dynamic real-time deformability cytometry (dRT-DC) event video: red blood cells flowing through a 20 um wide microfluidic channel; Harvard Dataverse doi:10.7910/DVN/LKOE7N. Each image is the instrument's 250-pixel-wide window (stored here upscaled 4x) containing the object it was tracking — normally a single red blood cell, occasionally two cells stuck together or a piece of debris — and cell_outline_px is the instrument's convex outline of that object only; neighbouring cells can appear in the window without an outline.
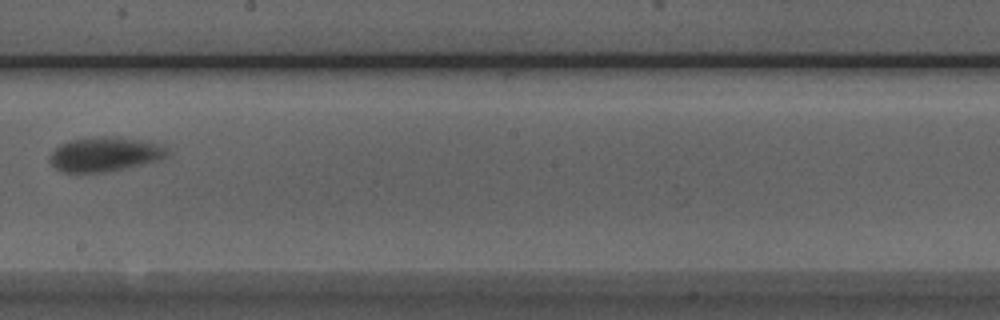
{"species": "Egyptian fruit bat (a non-hibernating species)", "species_latin": "Rousettus aegyptiacus", "temperature_condition": "room temperature", "stored_images_in_passage": 10, "camera_frame_rate_fps": 3000, "um_per_image_px": 0.085, "animal": {"sex": "male"}, "frame": {"image": 1, "passage_image": 9, "time_ms": 2.667, "image_size_px": [1000, 320], "cell_outline_px": [[172, 156], [160, 160], [108, 172], [64, 172], [56, 168], [48, 160], [48, 156], [60, 144], [68, 140], [100, 136], [116, 136], [160, 144], [168, 148], [172, 152]], "centroid_in_image_um": [8.96, 13.1], "position_along_channel_um": 239.2, "area_um2": 23.93}}
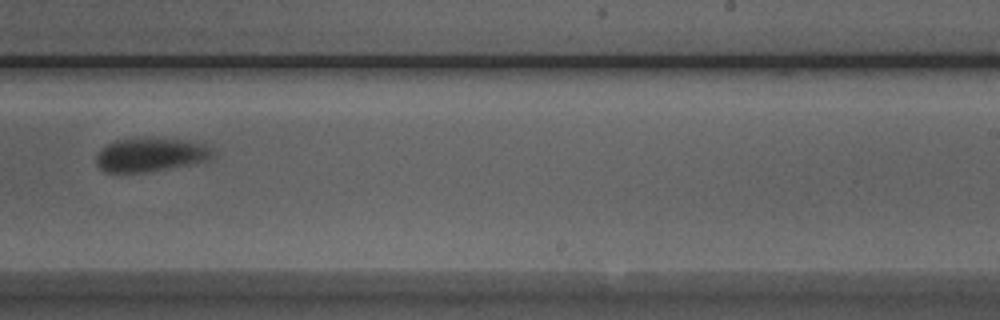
{"frame": {"image": 2, "passage_image": 10, "time_ms": 3.0, "image_size_px": [1000, 320], "cell_outline_px": [[212, 160], [148, 172], [104, 172], [96, 164], [96, 156], [112, 140], [188, 140], [204, 144], [212, 152]], "centroid_in_image_um": [12.8, 13.19], "position_along_channel_um": 276.2, "area_um2": 22.2}}